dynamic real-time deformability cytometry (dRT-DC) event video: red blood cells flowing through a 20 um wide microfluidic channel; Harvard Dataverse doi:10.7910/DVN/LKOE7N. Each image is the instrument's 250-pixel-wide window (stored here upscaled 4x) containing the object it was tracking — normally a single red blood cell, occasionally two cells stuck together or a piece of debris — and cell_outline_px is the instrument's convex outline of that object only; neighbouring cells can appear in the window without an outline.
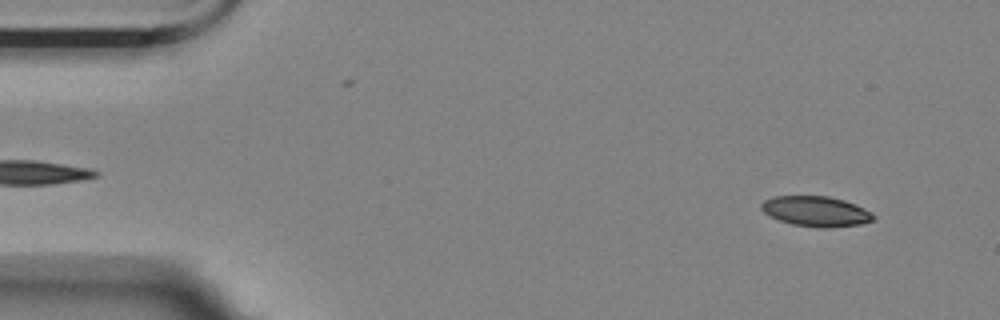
{"species": "Egyptian fruit bat (a non-hibernating species)", "species_latin": "Rousettus aegyptiacus", "temperature_condition": "room temperature", "stored_images_in_passage": 4, "camera_frame_rate_fps": 3000, "um_per_image_px": 0.085, "animal": {"sex": "female"}, "frame": {"image": 1, "passage_image": 1, "time_ms": 0.0, "image_size_px": [1000, 320], "cell_outline_px": [[876, 216], [872, 220], [860, 224], [828, 228], [824, 228], [792, 224], [768, 216], [760, 208], [760, 204], [764, 200], [772, 196], [828, 196], [844, 200], [856, 204], [872, 212]], "centroid_in_image_um": [69.34, 17.95], "position_along_channel_um": 15.7, "area_um2": 19.83}}